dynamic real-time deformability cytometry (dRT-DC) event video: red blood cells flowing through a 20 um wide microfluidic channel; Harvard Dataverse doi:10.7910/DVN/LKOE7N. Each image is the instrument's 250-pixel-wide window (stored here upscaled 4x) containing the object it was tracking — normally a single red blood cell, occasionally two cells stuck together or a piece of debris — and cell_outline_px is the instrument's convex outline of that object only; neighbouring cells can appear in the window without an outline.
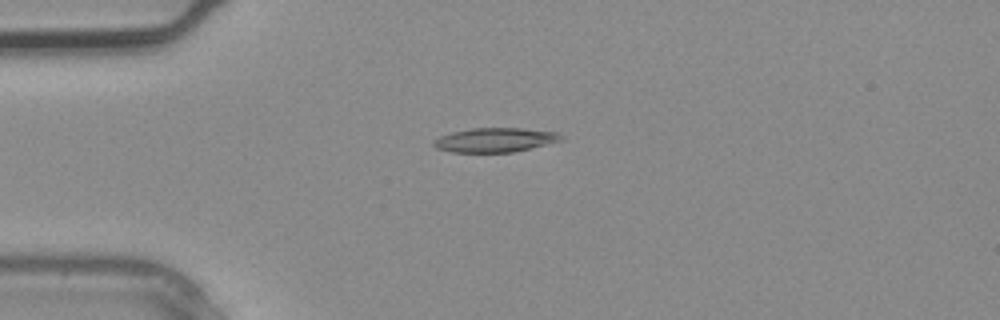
{"species": "common noctule bat (a hibernating species)", "species_latin": "Nyctalus noctula", "temperature_condition": "warm", "stored_images_in_passage": 1, "camera_frame_rate_fps": 3000, "um_per_image_px": 0.085, "animal": {"sex": "male", "body_mass_g": 20.4}, "frame": {"image": 1, "passage_image": 1, "time_ms": 0.0, "image_size_px": [1000, 320], "cell_outline_px": [[564, 140], [516, 152], [452, 152], [436, 148], [432, 144], [432, 140], [440, 136], [452, 132], [472, 128], [524, 128], [556, 132], [564, 136]], "centroid_in_image_um": [42.1, 11.9], "position_along_channel_um": 42.9, "area_um2": 18.21}}